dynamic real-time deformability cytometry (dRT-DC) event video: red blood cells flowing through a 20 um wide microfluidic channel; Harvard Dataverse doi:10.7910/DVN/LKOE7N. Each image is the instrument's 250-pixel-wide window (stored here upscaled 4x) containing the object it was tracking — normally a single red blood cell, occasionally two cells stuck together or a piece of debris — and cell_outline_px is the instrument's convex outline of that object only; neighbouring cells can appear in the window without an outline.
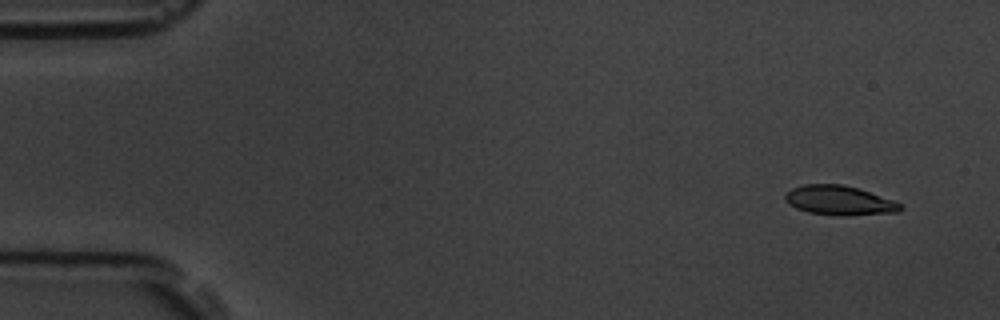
{"species": "common noctule bat (a hibernating species)", "species_latin": "Nyctalus noctula", "temperature_condition": "room temperature", "stored_images_in_passage": 9, "camera_frame_rate_fps": 3000, "um_per_image_px": 0.085, "animal": {"sex": "male", "body_mass_g": 19.5, "forearm_length_mm": 54.6}, "frame": {"image": 1, "passage_image": 2, "time_ms": 1.0, "image_size_px": [1000, 320], "cell_outline_px": [[904, 208], [900, 212], [844, 216], [808, 212], [796, 208], [788, 204], [784, 200], [784, 196], [792, 188], [804, 184], [844, 184], [892, 200], [900, 204]], "centroid_in_image_um": [71.32, 17.04], "position_along_channel_um": 13.7, "area_um2": 19.65}}
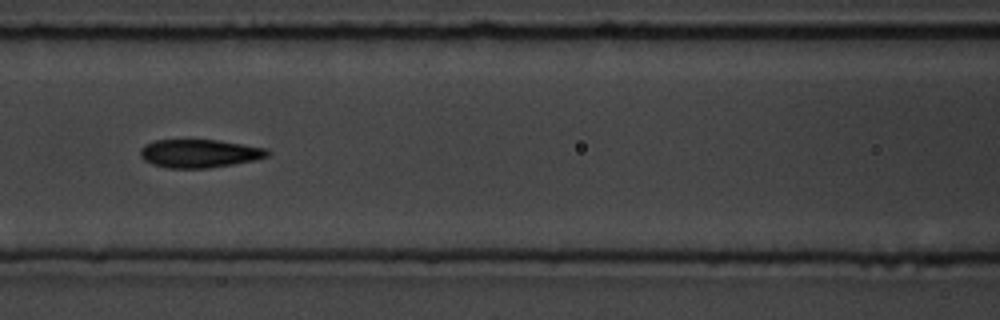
{"frame": {"image": 2, "passage_image": 7, "time_ms": 8.0, "image_size_px": [1000, 320], "cell_outline_px": [[272, 152], [268, 156], [256, 160], [208, 168], [168, 168], [152, 164], [144, 160], [140, 156], [140, 148], [144, 144], [156, 140], [216, 140], [268, 148]], "centroid_in_image_um": [16.96, 13.04], "position_along_channel_um": 149.6, "area_um2": 21.04}}
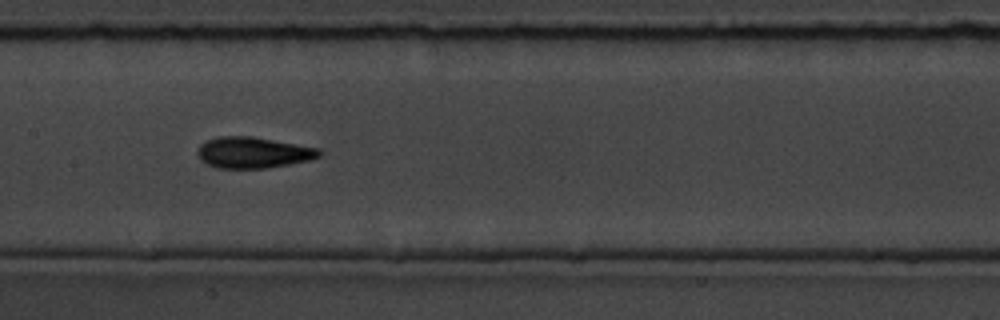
{"frame": {"image": 3, "passage_image": 8, "time_ms": 9.0, "image_size_px": [1000, 320], "cell_outline_px": [[324, 152], [320, 156], [312, 160], [264, 168], [216, 168], [200, 160], [196, 156], [196, 152], [200, 144], [208, 140], [220, 136], [252, 136], [320, 148]], "centroid_in_image_um": [21.53, 12.96], "position_along_channel_um": 185.9, "area_um2": 22.25}}